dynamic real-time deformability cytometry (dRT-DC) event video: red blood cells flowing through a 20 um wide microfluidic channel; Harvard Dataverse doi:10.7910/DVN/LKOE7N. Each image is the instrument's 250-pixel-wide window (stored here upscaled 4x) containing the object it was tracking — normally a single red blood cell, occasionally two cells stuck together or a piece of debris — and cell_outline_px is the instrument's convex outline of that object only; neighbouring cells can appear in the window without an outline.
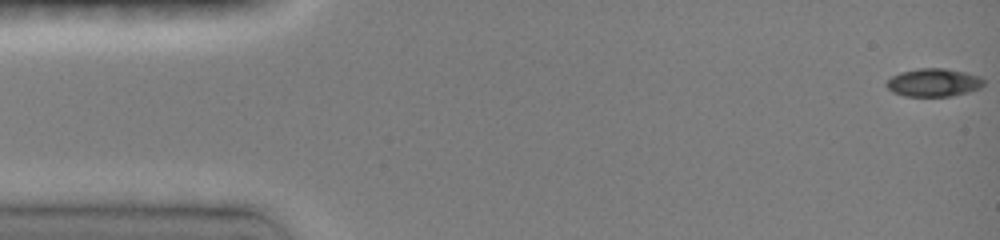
{"species": "common noctule bat (a hibernating species)", "species_latin": "Nyctalus noctula", "temperature_condition": "room temperature", "stored_images_in_passage": 47, "camera_frame_rate_fps": 3000, "um_per_image_px": 0.085, "animal": {"sex": "female", "body_mass_g": 19.0, "forearm_length_mm": 51.5}, "frame": {"image": 1, "passage_image": 1, "time_ms": 0.0, "image_size_px": [1000, 240], "cell_outline_px": [[984, 84], [980, 88], [968, 92], [952, 96], [904, 96], [892, 92], [884, 84], [892, 76], [900, 72], [916, 68], [944, 68], [964, 72], [980, 76], [984, 80]], "centroid_in_image_um": [79.34, 7.01], "position_along_channel_um": 5.7, "area_um2": 16.01}}
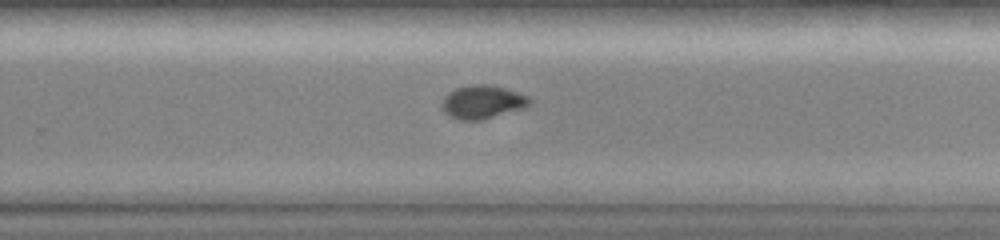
{"frame": {"image": 2, "passage_image": 31, "time_ms": 10.0, "image_size_px": [1000, 240], "cell_outline_px": [[532, 100], [524, 108], [480, 120], [460, 120], [448, 116], [444, 112], [444, 96], [448, 92], [456, 88], [472, 84], [488, 84], [504, 88], [528, 96]], "centroid_in_image_um": [41.0, 8.66], "position_along_channel_um": 288.8, "area_um2": 16.82}}
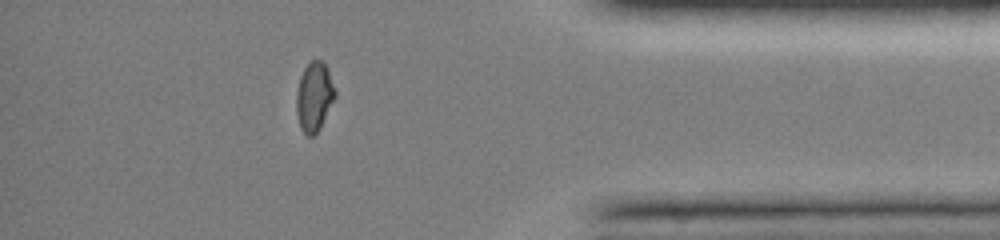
{"frame": {"image": 3, "passage_image": 41, "time_ms": 13.333, "image_size_px": [1000, 240], "cell_outline_px": [[336, 96], [320, 128], [312, 136], [308, 136], [300, 128], [296, 112], [296, 92], [300, 76], [304, 68], [312, 60], [324, 60], [328, 68], [336, 92]], "centroid_in_image_um": [26.71, 8.19], "position_along_channel_um": 408.5, "area_um2": 15.72}, "authors_computed_cell_mechanics": {"area_um2": 16.6464, "velocity_mm_per_s": 4.1072, "shape_relaxation_time_tau1_ms": 10.4396, "shape_relaxation_time_tau2_ms": 1.5791, "deformation_change_tau1": 0.2419, "deformation_change_tau2": 0.0368}}